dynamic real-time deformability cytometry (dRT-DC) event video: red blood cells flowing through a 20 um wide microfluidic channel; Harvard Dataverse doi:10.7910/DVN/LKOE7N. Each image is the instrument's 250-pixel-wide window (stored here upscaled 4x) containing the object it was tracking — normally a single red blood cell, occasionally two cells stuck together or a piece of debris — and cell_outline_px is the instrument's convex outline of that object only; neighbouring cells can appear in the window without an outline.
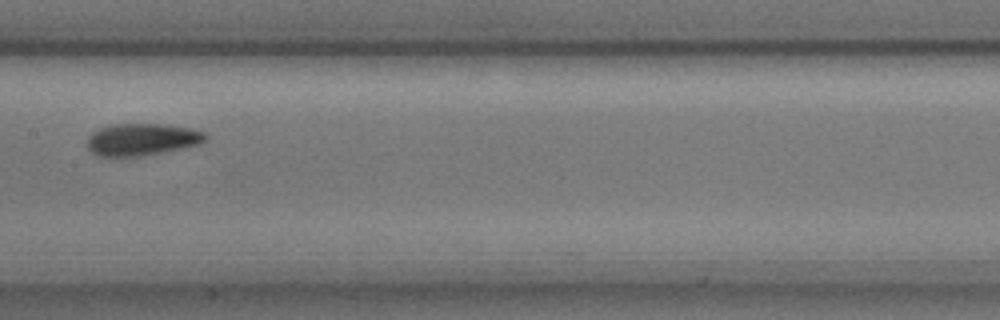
{"species": "common noctule bat (a hibernating species)", "species_latin": "Nyctalus noctula", "temperature_condition": "cold", "stored_images_in_passage": 5, "camera_frame_rate_fps": 3000, "um_per_image_px": 0.085, "animal": {"sex": "male", "body_mass_g": 17.9, "forearm_length_mm": 54.2}, "frame": {"image": 1, "passage_image": 4, "time_ms": 1.0, "image_size_px": [1000, 320], "cell_outline_px": [[208, 136], [200, 144], [144, 156], [100, 156], [92, 152], [88, 148], [88, 136], [92, 132], [100, 128], [112, 124], [164, 124], [188, 128], [204, 132]], "centroid_in_image_um": [12.05, 11.85], "position_along_channel_um": 195.3, "area_um2": 21.96}}
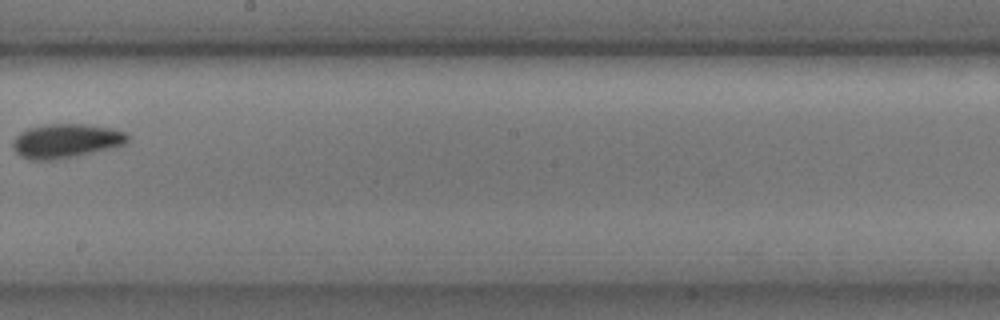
{"frame": {"image": 2, "passage_image": 5, "time_ms": 1.333, "image_size_px": [1000, 320], "cell_outline_px": [[128, 140], [124, 144], [76, 156], [56, 160], [28, 160], [20, 156], [12, 148], [12, 140], [20, 132], [28, 128], [48, 124], [84, 124], [112, 128], [124, 132], [128, 136]], "centroid_in_image_um": [5.54, 11.98], "position_along_channel_um": 242.7, "area_um2": 22.77}}